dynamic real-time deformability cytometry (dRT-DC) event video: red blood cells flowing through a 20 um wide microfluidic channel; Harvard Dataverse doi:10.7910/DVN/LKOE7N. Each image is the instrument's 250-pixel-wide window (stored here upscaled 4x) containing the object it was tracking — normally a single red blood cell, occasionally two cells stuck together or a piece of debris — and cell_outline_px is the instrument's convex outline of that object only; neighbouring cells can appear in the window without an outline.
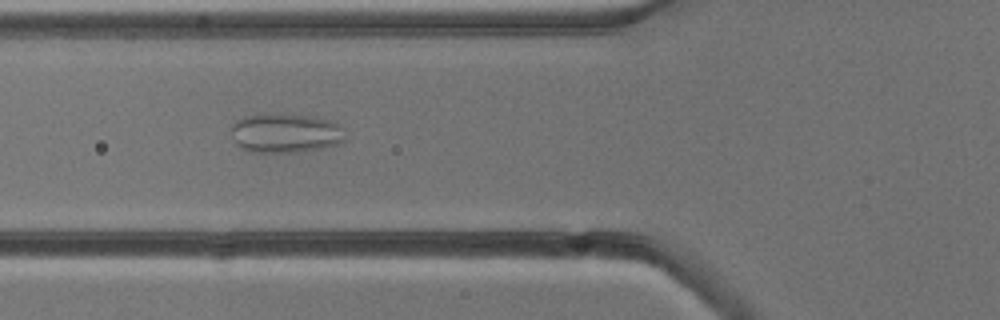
{"species": "common noctule bat (a hibernating species)", "species_latin": "Nyctalus noctula", "temperature_condition": "cold", "stored_images_in_passage": 6, "camera_frame_rate_fps": 3000, "um_per_image_px": 0.085, "animal": {"sex": "male", "body_mass_g": 13.3}, "frame": {"image": 1, "passage_image": 5, "time_ms": 4.667, "image_size_px": [1000, 320], "cell_outline_px": [[344, 144], [324, 148], [296, 152], [252, 152], [240, 148], [236, 144], [232, 128], [232, 124], [236, 120], [244, 116], [264, 112], [276, 112], [312, 116], [328, 120], [340, 124], [344, 128]], "centroid_in_image_um": [24.3, 11.29], "position_along_channel_um": 101.5, "area_um2": 26.88}}